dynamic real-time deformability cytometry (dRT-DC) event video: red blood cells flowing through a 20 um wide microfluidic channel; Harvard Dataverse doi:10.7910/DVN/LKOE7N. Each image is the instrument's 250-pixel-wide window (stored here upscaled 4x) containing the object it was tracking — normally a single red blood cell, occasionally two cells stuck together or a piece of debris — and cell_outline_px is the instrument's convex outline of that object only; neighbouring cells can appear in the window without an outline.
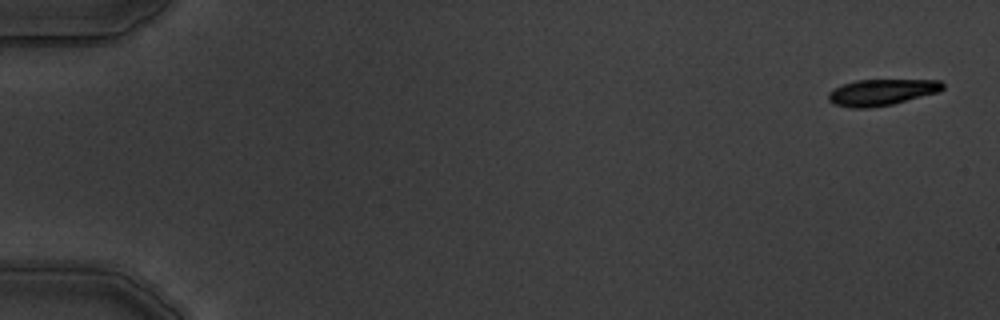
{"species": "common noctule bat (a hibernating species)", "species_latin": "Nyctalus noctula", "temperature_condition": "warm", "stored_images_in_passage": 5, "camera_frame_rate_fps": 3000, "um_per_image_px": 0.085, "animal": {"sex": "male", "body_mass_g": 19.5, "forearm_length_mm": 54.6}, "frame": {"image": 1, "passage_image": 1, "time_ms": 0.0, "image_size_px": [1000, 320], "cell_outline_px": [[944, 88], [936, 92], [892, 104], [868, 108], [852, 108], [832, 104], [828, 100], [828, 92], [832, 88], [856, 80], [940, 80], [944, 84]], "centroid_in_image_um": [74.87, 7.84], "position_along_channel_um": 10.1, "area_um2": 17.4}}
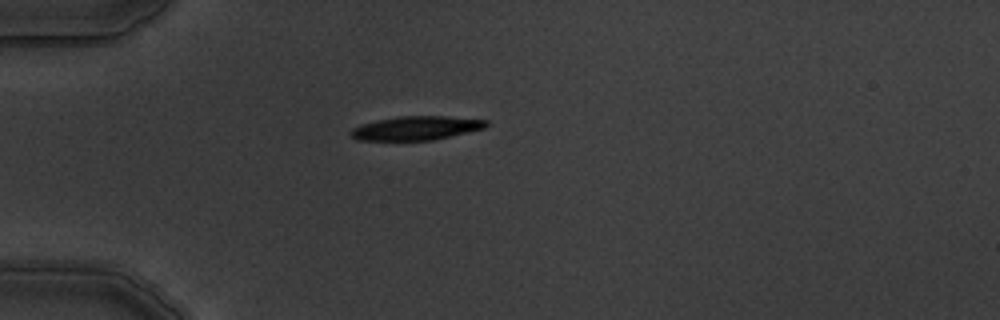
{"frame": {"image": 2, "passage_image": 5, "time_ms": 4.667, "image_size_px": [1000, 320], "cell_outline_px": [[488, 124], [484, 128], [432, 140], [356, 140], [348, 132], [352, 128], [376, 120], [400, 116], [448, 116], [488, 120]], "centroid_in_image_um": [35.36, 10.88], "position_along_channel_um": 49.6, "area_um2": 18.67}}